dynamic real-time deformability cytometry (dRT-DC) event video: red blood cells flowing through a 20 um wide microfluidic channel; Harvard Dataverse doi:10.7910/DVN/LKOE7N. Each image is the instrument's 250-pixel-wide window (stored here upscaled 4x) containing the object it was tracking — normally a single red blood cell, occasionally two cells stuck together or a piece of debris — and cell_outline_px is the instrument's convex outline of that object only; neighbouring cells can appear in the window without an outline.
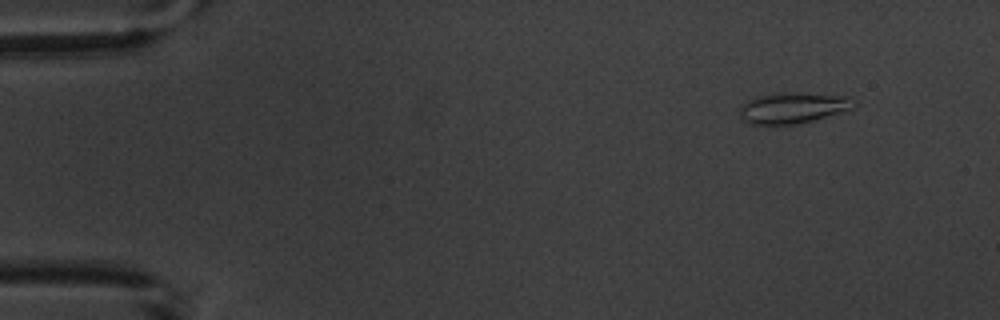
{"species": "common noctule bat (a hibernating species)", "species_latin": "Nyctalus noctula", "temperature_condition": "warm", "stored_images_in_passage": 4, "camera_frame_rate_fps": 3000, "um_per_image_px": 0.085, "animal": {"sex": "male", "body_mass_g": 20.1, "forearm_length_mm": 53.5}, "frame": {"image": 1, "passage_image": 1, "time_ms": 0.0, "image_size_px": [1000, 320], "cell_outline_px": [[856, 108], [812, 120], [796, 124], [748, 124], [744, 120], [740, 112], [740, 108], [748, 100], [756, 96], [776, 92], [796, 92], [848, 96], [856, 100]], "centroid_in_image_um": [67.45, 9.14], "position_along_channel_um": 17.6, "area_um2": 20.69}}
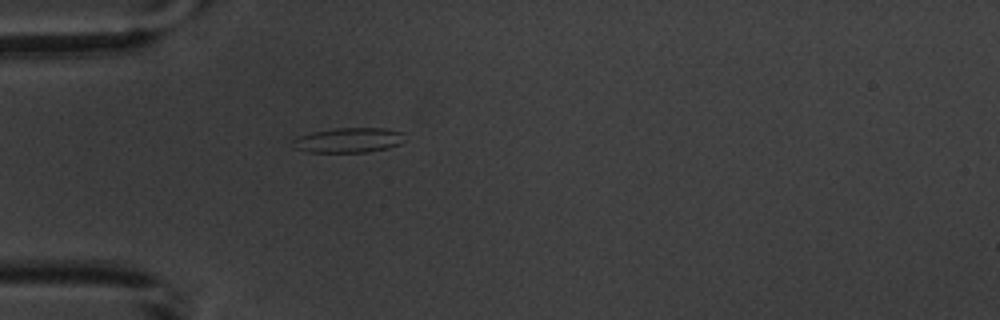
{"frame": {"image": 2, "passage_image": 4, "time_ms": 3.667, "image_size_px": [1000, 320], "cell_outline_px": [[404, 140], [400, 144], [388, 148], [368, 152], [308, 152], [292, 148], [292, 140], [300, 136], [312, 132], [336, 128], [384, 128], [404, 132]], "centroid_in_image_um": [29.63, 11.92], "position_along_channel_um": 55.4, "area_um2": 16.36}}